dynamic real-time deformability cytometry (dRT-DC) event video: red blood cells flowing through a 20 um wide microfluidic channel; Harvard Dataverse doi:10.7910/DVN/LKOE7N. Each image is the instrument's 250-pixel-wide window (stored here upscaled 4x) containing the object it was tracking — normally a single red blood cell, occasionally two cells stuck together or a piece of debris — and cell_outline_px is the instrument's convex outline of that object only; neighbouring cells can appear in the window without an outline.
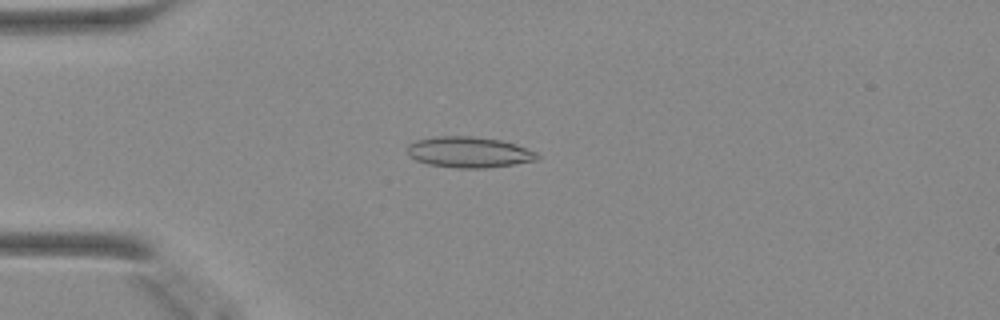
{"species": "Egyptian fruit bat (a non-hibernating species)", "species_latin": "Rousettus aegyptiacus", "temperature_condition": "warm", "stored_images_in_passage": 39, "camera_frame_rate_fps": 3000, "um_per_image_px": 0.085, "animal": {"sex": "female"}, "frame": {"image": 1, "passage_image": 12, "time_ms": 3.667, "image_size_px": [1000, 320], "cell_outline_px": [[540, 160], [488, 168], [456, 168], [428, 164], [416, 160], [408, 156], [408, 144], [420, 140], [436, 136], [472, 136], [500, 140], [536, 152], [540, 156]], "centroid_in_image_um": [39.87, 12.95], "position_along_channel_um": 45.1, "area_um2": 23.24}}
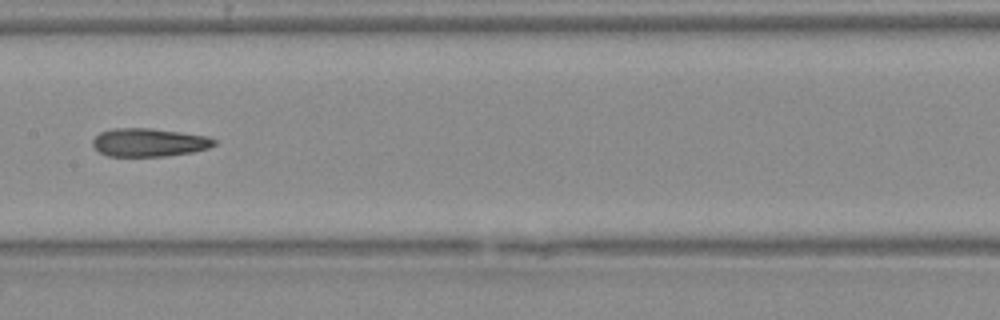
{"frame": {"image": 2, "passage_image": 24, "time_ms": 7.667, "image_size_px": [1000, 320], "cell_outline_px": [[216, 144], [208, 148], [192, 152], [164, 156], [108, 156], [100, 152], [92, 144], [92, 140], [100, 132], [116, 128], [148, 128], [208, 136], [216, 140]], "centroid_in_image_um": [12.67, 12.11], "position_along_channel_um": 194.7, "area_um2": 19.83}}
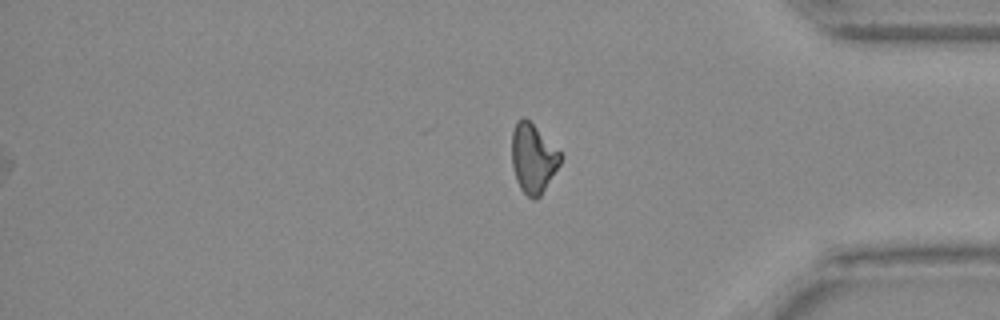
{"frame": {"image": 3, "passage_image": 39, "time_ms": 12.667, "image_size_px": [1000, 320], "cell_outline_px": [[564, 156], [560, 164], [540, 196], [536, 200], [532, 200], [520, 188], [516, 180], [512, 168], [512, 132], [516, 120], [524, 116]], "centroid_in_image_um": [45.3, 13.47], "position_along_channel_um": 389.9, "area_um2": 19.54}}